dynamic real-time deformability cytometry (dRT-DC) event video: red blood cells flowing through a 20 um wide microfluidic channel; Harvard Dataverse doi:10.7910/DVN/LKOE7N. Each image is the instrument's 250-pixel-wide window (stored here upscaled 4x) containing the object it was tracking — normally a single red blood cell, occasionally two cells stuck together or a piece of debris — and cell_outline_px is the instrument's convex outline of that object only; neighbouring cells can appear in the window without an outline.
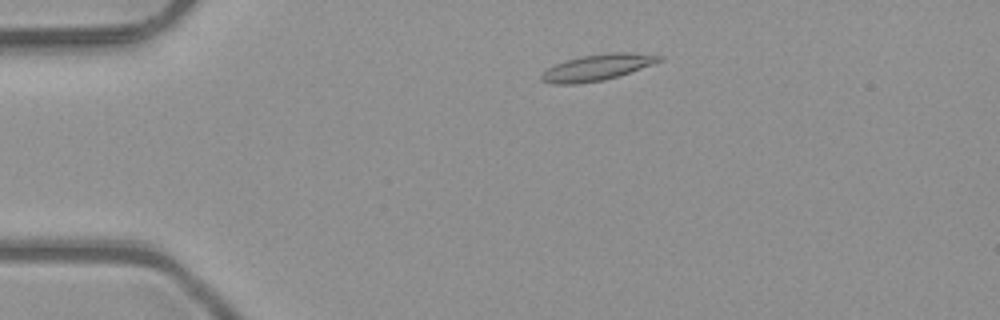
{"species": "common noctule bat (a hibernating species)", "species_latin": "Nyctalus noctula", "temperature_condition": "room temperature", "stored_images_in_passage": 2, "camera_frame_rate_fps": 3000, "um_per_image_px": 0.085, "animal": {"sex": "male", "body_mass_g": 23.1, "forearm_length_mm": 52.7}, "frame": {"image": 1, "passage_image": 1, "time_ms": 0.0, "image_size_px": [1000, 320], "cell_outline_px": [[664, 60], [620, 76], [604, 80], [576, 84], [552, 84], [540, 80], [540, 76], [548, 68], [564, 60], [580, 56], [608, 52], [632, 52], [664, 56]], "centroid_in_image_um": [50.79, 5.72], "position_along_channel_um": 34.2, "area_um2": 18.21}}